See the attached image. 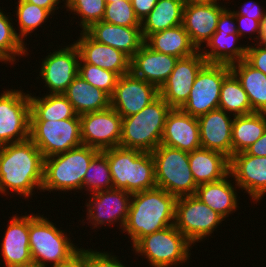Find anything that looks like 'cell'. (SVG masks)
Wrapping results in <instances>:
<instances>
[{
	"label": "cell",
	"mask_w": 266,
	"mask_h": 267,
	"mask_svg": "<svg viewBox=\"0 0 266 267\" xmlns=\"http://www.w3.org/2000/svg\"><path fill=\"white\" fill-rule=\"evenodd\" d=\"M43 178L44 157L30 139L0 146L1 194L7 196L10 190L20 197H32L34 189L41 192Z\"/></svg>",
	"instance_id": "cell-1"
},
{
	"label": "cell",
	"mask_w": 266,
	"mask_h": 267,
	"mask_svg": "<svg viewBox=\"0 0 266 267\" xmlns=\"http://www.w3.org/2000/svg\"><path fill=\"white\" fill-rule=\"evenodd\" d=\"M176 200L158 187L132 194L123 228L132 241L131 247L142 237L174 225Z\"/></svg>",
	"instance_id": "cell-2"
},
{
	"label": "cell",
	"mask_w": 266,
	"mask_h": 267,
	"mask_svg": "<svg viewBox=\"0 0 266 267\" xmlns=\"http://www.w3.org/2000/svg\"><path fill=\"white\" fill-rule=\"evenodd\" d=\"M102 152L107 156L114 189L134 194L157 187L151 152L120 146Z\"/></svg>",
	"instance_id": "cell-3"
},
{
	"label": "cell",
	"mask_w": 266,
	"mask_h": 267,
	"mask_svg": "<svg viewBox=\"0 0 266 267\" xmlns=\"http://www.w3.org/2000/svg\"><path fill=\"white\" fill-rule=\"evenodd\" d=\"M169 104L159 95L136 114L122 118L120 147L152 152L160 144L171 111Z\"/></svg>",
	"instance_id": "cell-4"
},
{
	"label": "cell",
	"mask_w": 266,
	"mask_h": 267,
	"mask_svg": "<svg viewBox=\"0 0 266 267\" xmlns=\"http://www.w3.org/2000/svg\"><path fill=\"white\" fill-rule=\"evenodd\" d=\"M100 150L80 145L65 153L44 158V178L41 191L83 190L84 175Z\"/></svg>",
	"instance_id": "cell-5"
},
{
	"label": "cell",
	"mask_w": 266,
	"mask_h": 267,
	"mask_svg": "<svg viewBox=\"0 0 266 267\" xmlns=\"http://www.w3.org/2000/svg\"><path fill=\"white\" fill-rule=\"evenodd\" d=\"M29 215V247L33 263L49 267L69 260L81 248H77L65 230L57 228L43 215Z\"/></svg>",
	"instance_id": "cell-6"
},
{
	"label": "cell",
	"mask_w": 266,
	"mask_h": 267,
	"mask_svg": "<svg viewBox=\"0 0 266 267\" xmlns=\"http://www.w3.org/2000/svg\"><path fill=\"white\" fill-rule=\"evenodd\" d=\"M156 186L176 198L195 195L196 184L189 165V152L159 145L151 152Z\"/></svg>",
	"instance_id": "cell-7"
},
{
	"label": "cell",
	"mask_w": 266,
	"mask_h": 267,
	"mask_svg": "<svg viewBox=\"0 0 266 267\" xmlns=\"http://www.w3.org/2000/svg\"><path fill=\"white\" fill-rule=\"evenodd\" d=\"M192 245L174 225H171L142 237L132 250L138 256H144L152 267H177L189 261Z\"/></svg>",
	"instance_id": "cell-8"
},
{
	"label": "cell",
	"mask_w": 266,
	"mask_h": 267,
	"mask_svg": "<svg viewBox=\"0 0 266 267\" xmlns=\"http://www.w3.org/2000/svg\"><path fill=\"white\" fill-rule=\"evenodd\" d=\"M29 139L44 158L65 153L82 145L80 118L30 121Z\"/></svg>",
	"instance_id": "cell-9"
},
{
	"label": "cell",
	"mask_w": 266,
	"mask_h": 267,
	"mask_svg": "<svg viewBox=\"0 0 266 267\" xmlns=\"http://www.w3.org/2000/svg\"><path fill=\"white\" fill-rule=\"evenodd\" d=\"M224 218L195 195L179 197L175 204L174 226L192 243L203 241Z\"/></svg>",
	"instance_id": "cell-10"
},
{
	"label": "cell",
	"mask_w": 266,
	"mask_h": 267,
	"mask_svg": "<svg viewBox=\"0 0 266 267\" xmlns=\"http://www.w3.org/2000/svg\"><path fill=\"white\" fill-rule=\"evenodd\" d=\"M31 105L23 90L5 89L0 95V146L22 142L30 136Z\"/></svg>",
	"instance_id": "cell-11"
},
{
	"label": "cell",
	"mask_w": 266,
	"mask_h": 267,
	"mask_svg": "<svg viewBox=\"0 0 266 267\" xmlns=\"http://www.w3.org/2000/svg\"><path fill=\"white\" fill-rule=\"evenodd\" d=\"M230 72V65L206 63L198 72L190 95L180 109L197 118L217 109L222 83Z\"/></svg>",
	"instance_id": "cell-12"
},
{
	"label": "cell",
	"mask_w": 266,
	"mask_h": 267,
	"mask_svg": "<svg viewBox=\"0 0 266 267\" xmlns=\"http://www.w3.org/2000/svg\"><path fill=\"white\" fill-rule=\"evenodd\" d=\"M82 144L100 151L120 146L122 116L111 106L80 115Z\"/></svg>",
	"instance_id": "cell-13"
},
{
	"label": "cell",
	"mask_w": 266,
	"mask_h": 267,
	"mask_svg": "<svg viewBox=\"0 0 266 267\" xmlns=\"http://www.w3.org/2000/svg\"><path fill=\"white\" fill-rule=\"evenodd\" d=\"M41 62L39 76L49 94H63L79 71L80 54L75 44L50 52Z\"/></svg>",
	"instance_id": "cell-14"
},
{
	"label": "cell",
	"mask_w": 266,
	"mask_h": 267,
	"mask_svg": "<svg viewBox=\"0 0 266 267\" xmlns=\"http://www.w3.org/2000/svg\"><path fill=\"white\" fill-rule=\"evenodd\" d=\"M90 196L91 198L86 202V211L88 212L86 220L91 223L92 229L99 225L119 222L122 231L128 218L132 194L113 188L94 192Z\"/></svg>",
	"instance_id": "cell-15"
},
{
	"label": "cell",
	"mask_w": 266,
	"mask_h": 267,
	"mask_svg": "<svg viewBox=\"0 0 266 267\" xmlns=\"http://www.w3.org/2000/svg\"><path fill=\"white\" fill-rule=\"evenodd\" d=\"M159 96V89L131 72L118 78L110 106L122 118L136 114Z\"/></svg>",
	"instance_id": "cell-16"
},
{
	"label": "cell",
	"mask_w": 266,
	"mask_h": 267,
	"mask_svg": "<svg viewBox=\"0 0 266 267\" xmlns=\"http://www.w3.org/2000/svg\"><path fill=\"white\" fill-rule=\"evenodd\" d=\"M206 63L200 50L177 60L173 71L159 89V95L171 108H181L186 103L195 78Z\"/></svg>",
	"instance_id": "cell-17"
},
{
	"label": "cell",
	"mask_w": 266,
	"mask_h": 267,
	"mask_svg": "<svg viewBox=\"0 0 266 267\" xmlns=\"http://www.w3.org/2000/svg\"><path fill=\"white\" fill-rule=\"evenodd\" d=\"M229 173L235 179V186L245 190L251 200L259 202L266 194V157L249 155L245 151L236 153L230 158Z\"/></svg>",
	"instance_id": "cell-18"
},
{
	"label": "cell",
	"mask_w": 266,
	"mask_h": 267,
	"mask_svg": "<svg viewBox=\"0 0 266 267\" xmlns=\"http://www.w3.org/2000/svg\"><path fill=\"white\" fill-rule=\"evenodd\" d=\"M217 3H185L182 25L188 33L192 44L201 50L217 28L218 18L225 9Z\"/></svg>",
	"instance_id": "cell-19"
},
{
	"label": "cell",
	"mask_w": 266,
	"mask_h": 267,
	"mask_svg": "<svg viewBox=\"0 0 266 267\" xmlns=\"http://www.w3.org/2000/svg\"><path fill=\"white\" fill-rule=\"evenodd\" d=\"M220 108L198 117L201 148L232 157V126L234 118Z\"/></svg>",
	"instance_id": "cell-20"
},
{
	"label": "cell",
	"mask_w": 266,
	"mask_h": 267,
	"mask_svg": "<svg viewBox=\"0 0 266 267\" xmlns=\"http://www.w3.org/2000/svg\"><path fill=\"white\" fill-rule=\"evenodd\" d=\"M161 145L186 152L201 148L198 118L180 108H172L166 118Z\"/></svg>",
	"instance_id": "cell-21"
},
{
	"label": "cell",
	"mask_w": 266,
	"mask_h": 267,
	"mask_svg": "<svg viewBox=\"0 0 266 267\" xmlns=\"http://www.w3.org/2000/svg\"><path fill=\"white\" fill-rule=\"evenodd\" d=\"M80 37L73 42L80 58L90 65L101 67L116 73L119 77L130 73L131 59L114 47L94 40L86 31H80Z\"/></svg>",
	"instance_id": "cell-22"
},
{
	"label": "cell",
	"mask_w": 266,
	"mask_h": 267,
	"mask_svg": "<svg viewBox=\"0 0 266 267\" xmlns=\"http://www.w3.org/2000/svg\"><path fill=\"white\" fill-rule=\"evenodd\" d=\"M1 240V255L5 267L25 266L33 263L29 247V214L13 215Z\"/></svg>",
	"instance_id": "cell-23"
},
{
	"label": "cell",
	"mask_w": 266,
	"mask_h": 267,
	"mask_svg": "<svg viewBox=\"0 0 266 267\" xmlns=\"http://www.w3.org/2000/svg\"><path fill=\"white\" fill-rule=\"evenodd\" d=\"M178 59L173 55L156 52L144 42L131 58L130 72L160 89Z\"/></svg>",
	"instance_id": "cell-24"
},
{
	"label": "cell",
	"mask_w": 266,
	"mask_h": 267,
	"mask_svg": "<svg viewBox=\"0 0 266 267\" xmlns=\"http://www.w3.org/2000/svg\"><path fill=\"white\" fill-rule=\"evenodd\" d=\"M85 31L97 42L118 49L130 59L144 43L141 27H125L99 21Z\"/></svg>",
	"instance_id": "cell-25"
},
{
	"label": "cell",
	"mask_w": 266,
	"mask_h": 267,
	"mask_svg": "<svg viewBox=\"0 0 266 267\" xmlns=\"http://www.w3.org/2000/svg\"><path fill=\"white\" fill-rule=\"evenodd\" d=\"M189 165L197 185L222 180L230 171L227 156L204 148L189 152Z\"/></svg>",
	"instance_id": "cell-26"
},
{
	"label": "cell",
	"mask_w": 266,
	"mask_h": 267,
	"mask_svg": "<svg viewBox=\"0 0 266 267\" xmlns=\"http://www.w3.org/2000/svg\"><path fill=\"white\" fill-rule=\"evenodd\" d=\"M229 173L222 180L198 185L195 196L205 203L210 209L217 212L224 219L235 212L238 206L237 192L228 178Z\"/></svg>",
	"instance_id": "cell-27"
},
{
	"label": "cell",
	"mask_w": 266,
	"mask_h": 267,
	"mask_svg": "<svg viewBox=\"0 0 266 267\" xmlns=\"http://www.w3.org/2000/svg\"><path fill=\"white\" fill-rule=\"evenodd\" d=\"M63 95L71 103L78 116L110 107V96L79 75L75 77Z\"/></svg>",
	"instance_id": "cell-28"
},
{
	"label": "cell",
	"mask_w": 266,
	"mask_h": 267,
	"mask_svg": "<svg viewBox=\"0 0 266 267\" xmlns=\"http://www.w3.org/2000/svg\"><path fill=\"white\" fill-rule=\"evenodd\" d=\"M239 37L238 33L229 34V32L216 30L200 52L207 63L231 65L240 62L245 60L247 45L236 46L235 43H238Z\"/></svg>",
	"instance_id": "cell-29"
},
{
	"label": "cell",
	"mask_w": 266,
	"mask_h": 267,
	"mask_svg": "<svg viewBox=\"0 0 266 267\" xmlns=\"http://www.w3.org/2000/svg\"><path fill=\"white\" fill-rule=\"evenodd\" d=\"M184 0H158L152 11L141 21L144 41L153 33L182 24Z\"/></svg>",
	"instance_id": "cell-30"
},
{
	"label": "cell",
	"mask_w": 266,
	"mask_h": 267,
	"mask_svg": "<svg viewBox=\"0 0 266 267\" xmlns=\"http://www.w3.org/2000/svg\"><path fill=\"white\" fill-rule=\"evenodd\" d=\"M144 42L156 52L177 58L191 56L198 51L182 24L153 33Z\"/></svg>",
	"instance_id": "cell-31"
},
{
	"label": "cell",
	"mask_w": 266,
	"mask_h": 267,
	"mask_svg": "<svg viewBox=\"0 0 266 267\" xmlns=\"http://www.w3.org/2000/svg\"><path fill=\"white\" fill-rule=\"evenodd\" d=\"M230 68L247 93L253 113H266V75L245 60L231 64Z\"/></svg>",
	"instance_id": "cell-32"
},
{
	"label": "cell",
	"mask_w": 266,
	"mask_h": 267,
	"mask_svg": "<svg viewBox=\"0 0 266 267\" xmlns=\"http://www.w3.org/2000/svg\"><path fill=\"white\" fill-rule=\"evenodd\" d=\"M29 94L30 121H60L80 118L73 106L63 94H45L42 97Z\"/></svg>",
	"instance_id": "cell-33"
},
{
	"label": "cell",
	"mask_w": 266,
	"mask_h": 267,
	"mask_svg": "<svg viewBox=\"0 0 266 267\" xmlns=\"http://www.w3.org/2000/svg\"><path fill=\"white\" fill-rule=\"evenodd\" d=\"M266 129V113L254 112L234 116L232 126V156L246 151L263 135Z\"/></svg>",
	"instance_id": "cell-34"
},
{
	"label": "cell",
	"mask_w": 266,
	"mask_h": 267,
	"mask_svg": "<svg viewBox=\"0 0 266 267\" xmlns=\"http://www.w3.org/2000/svg\"><path fill=\"white\" fill-rule=\"evenodd\" d=\"M218 108L231 114L232 117L253 113L247 93L232 71L222 83Z\"/></svg>",
	"instance_id": "cell-35"
},
{
	"label": "cell",
	"mask_w": 266,
	"mask_h": 267,
	"mask_svg": "<svg viewBox=\"0 0 266 267\" xmlns=\"http://www.w3.org/2000/svg\"><path fill=\"white\" fill-rule=\"evenodd\" d=\"M2 11L0 9V62L15 64L17 56L28 55L27 44L17 36L18 32L10 22L12 21L11 16Z\"/></svg>",
	"instance_id": "cell-36"
},
{
	"label": "cell",
	"mask_w": 266,
	"mask_h": 267,
	"mask_svg": "<svg viewBox=\"0 0 266 267\" xmlns=\"http://www.w3.org/2000/svg\"><path fill=\"white\" fill-rule=\"evenodd\" d=\"M18 2V3H17ZM15 15L18 19L19 28L17 36L24 42L27 35L33 33L38 27H42L43 23L47 22L49 16L52 14L42 7L26 2L25 0H18Z\"/></svg>",
	"instance_id": "cell-37"
},
{
	"label": "cell",
	"mask_w": 266,
	"mask_h": 267,
	"mask_svg": "<svg viewBox=\"0 0 266 267\" xmlns=\"http://www.w3.org/2000/svg\"><path fill=\"white\" fill-rule=\"evenodd\" d=\"M83 189L87 193L113 189L107 156L102 151L92 159L84 175Z\"/></svg>",
	"instance_id": "cell-38"
},
{
	"label": "cell",
	"mask_w": 266,
	"mask_h": 267,
	"mask_svg": "<svg viewBox=\"0 0 266 267\" xmlns=\"http://www.w3.org/2000/svg\"><path fill=\"white\" fill-rule=\"evenodd\" d=\"M64 4L66 11L80 16L79 26L82 31L88 29L93 23L102 21L105 14V0H65Z\"/></svg>",
	"instance_id": "cell-39"
},
{
	"label": "cell",
	"mask_w": 266,
	"mask_h": 267,
	"mask_svg": "<svg viewBox=\"0 0 266 267\" xmlns=\"http://www.w3.org/2000/svg\"><path fill=\"white\" fill-rule=\"evenodd\" d=\"M78 75L92 86L103 90L110 97L113 95L119 76L109 70L85 63L81 58L79 61Z\"/></svg>",
	"instance_id": "cell-40"
},
{
	"label": "cell",
	"mask_w": 266,
	"mask_h": 267,
	"mask_svg": "<svg viewBox=\"0 0 266 267\" xmlns=\"http://www.w3.org/2000/svg\"><path fill=\"white\" fill-rule=\"evenodd\" d=\"M102 21L125 27H141V22L136 17L130 0L106 4Z\"/></svg>",
	"instance_id": "cell-41"
},
{
	"label": "cell",
	"mask_w": 266,
	"mask_h": 267,
	"mask_svg": "<svg viewBox=\"0 0 266 267\" xmlns=\"http://www.w3.org/2000/svg\"><path fill=\"white\" fill-rule=\"evenodd\" d=\"M87 266L88 267H126L119 261L117 256L111 255L108 252L95 251L87 249Z\"/></svg>",
	"instance_id": "cell-42"
},
{
	"label": "cell",
	"mask_w": 266,
	"mask_h": 267,
	"mask_svg": "<svg viewBox=\"0 0 266 267\" xmlns=\"http://www.w3.org/2000/svg\"><path fill=\"white\" fill-rule=\"evenodd\" d=\"M253 45L248 44L245 61L266 75V44L254 43Z\"/></svg>",
	"instance_id": "cell-43"
},
{
	"label": "cell",
	"mask_w": 266,
	"mask_h": 267,
	"mask_svg": "<svg viewBox=\"0 0 266 267\" xmlns=\"http://www.w3.org/2000/svg\"><path fill=\"white\" fill-rule=\"evenodd\" d=\"M235 21L238 22L237 26V33L240 37H246L245 35L248 33L249 35L251 33L255 34L257 33L258 36H255L254 39L256 43H259V35H260V22L258 20L249 18L247 16L242 15H234Z\"/></svg>",
	"instance_id": "cell-44"
},
{
	"label": "cell",
	"mask_w": 266,
	"mask_h": 267,
	"mask_svg": "<svg viewBox=\"0 0 266 267\" xmlns=\"http://www.w3.org/2000/svg\"><path fill=\"white\" fill-rule=\"evenodd\" d=\"M234 15H242V16H247L249 18L258 20L261 23V20L264 18L266 10L259 6L258 3L255 1L252 2L251 0L247 3L245 2L241 7L240 11H234Z\"/></svg>",
	"instance_id": "cell-45"
},
{
	"label": "cell",
	"mask_w": 266,
	"mask_h": 267,
	"mask_svg": "<svg viewBox=\"0 0 266 267\" xmlns=\"http://www.w3.org/2000/svg\"><path fill=\"white\" fill-rule=\"evenodd\" d=\"M226 7L220 14L217 22L216 30H222L223 32L237 33V22H235L234 12Z\"/></svg>",
	"instance_id": "cell-46"
},
{
	"label": "cell",
	"mask_w": 266,
	"mask_h": 267,
	"mask_svg": "<svg viewBox=\"0 0 266 267\" xmlns=\"http://www.w3.org/2000/svg\"><path fill=\"white\" fill-rule=\"evenodd\" d=\"M136 17L141 22L154 8L158 0H130Z\"/></svg>",
	"instance_id": "cell-47"
},
{
	"label": "cell",
	"mask_w": 266,
	"mask_h": 267,
	"mask_svg": "<svg viewBox=\"0 0 266 267\" xmlns=\"http://www.w3.org/2000/svg\"><path fill=\"white\" fill-rule=\"evenodd\" d=\"M51 267H88L87 266V249L83 247L74 254L69 260Z\"/></svg>",
	"instance_id": "cell-48"
},
{
	"label": "cell",
	"mask_w": 266,
	"mask_h": 267,
	"mask_svg": "<svg viewBox=\"0 0 266 267\" xmlns=\"http://www.w3.org/2000/svg\"><path fill=\"white\" fill-rule=\"evenodd\" d=\"M245 152L253 156L266 157V129L261 138L252 144Z\"/></svg>",
	"instance_id": "cell-49"
},
{
	"label": "cell",
	"mask_w": 266,
	"mask_h": 267,
	"mask_svg": "<svg viewBox=\"0 0 266 267\" xmlns=\"http://www.w3.org/2000/svg\"><path fill=\"white\" fill-rule=\"evenodd\" d=\"M25 1L37 5L39 7H42L44 9H47L52 15L55 12V10L59 9L58 4L61 2L60 0H25Z\"/></svg>",
	"instance_id": "cell-50"
},
{
	"label": "cell",
	"mask_w": 266,
	"mask_h": 267,
	"mask_svg": "<svg viewBox=\"0 0 266 267\" xmlns=\"http://www.w3.org/2000/svg\"><path fill=\"white\" fill-rule=\"evenodd\" d=\"M259 43L266 44V12L260 24Z\"/></svg>",
	"instance_id": "cell-51"
},
{
	"label": "cell",
	"mask_w": 266,
	"mask_h": 267,
	"mask_svg": "<svg viewBox=\"0 0 266 267\" xmlns=\"http://www.w3.org/2000/svg\"><path fill=\"white\" fill-rule=\"evenodd\" d=\"M185 3H217L219 0H184Z\"/></svg>",
	"instance_id": "cell-52"
},
{
	"label": "cell",
	"mask_w": 266,
	"mask_h": 267,
	"mask_svg": "<svg viewBox=\"0 0 266 267\" xmlns=\"http://www.w3.org/2000/svg\"><path fill=\"white\" fill-rule=\"evenodd\" d=\"M18 267H40L39 265L35 264V263H32V264H29V265H25V266H18Z\"/></svg>",
	"instance_id": "cell-53"
},
{
	"label": "cell",
	"mask_w": 266,
	"mask_h": 267,
	"mask_svg": "<svg viewBox=\"0 0 266 267\" xmlns=\"http://www.w3.org/2000/svg\"><path fill=\"white\" fill-rule=\"evenodd\" d=\"M116 1H119V0H105L106 4L116 2Z\"/></svg>",
	"instance_id": "cell-54"
}]
</instances>
